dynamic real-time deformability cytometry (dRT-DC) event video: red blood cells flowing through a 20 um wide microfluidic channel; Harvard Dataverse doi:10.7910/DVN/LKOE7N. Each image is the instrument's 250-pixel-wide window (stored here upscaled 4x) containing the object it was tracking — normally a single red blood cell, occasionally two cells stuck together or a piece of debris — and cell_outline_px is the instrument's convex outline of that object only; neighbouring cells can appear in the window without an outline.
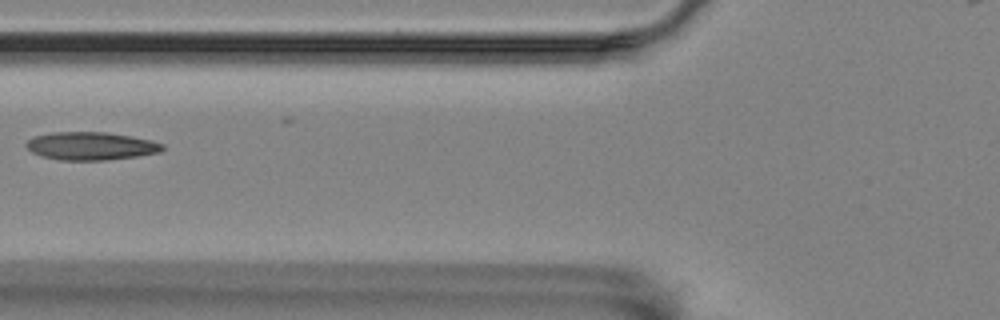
{"species": "Egyptian fruit bat (a non-hibernating species)", "species_latin": "Rousettus aegyptiacus", "temperature_condition": "room temperature", "stored_images_in_passage": 3, "camera_frame_rate_fps": 3000, "um_per_image_px": 0.085, "animal": {"sex": "female"}, "frame": {"image": 1, "passage_image": 3, "time_ms": 0.667, "image_size_px": [1000, 320], "cell_outline_px": [[164, 148], [160, 152], [136, 156], [108, 160], [60, 160], [44, 156], [32, 152], [24, 144], [32, 136], [52, 132], [104, 132], [132, 136], [152, 140], [164, 144]], "centroid_in_image_um": [7.73, 12.4], "position_along_channel_um": 118.1, "area_um2": 22.25}}